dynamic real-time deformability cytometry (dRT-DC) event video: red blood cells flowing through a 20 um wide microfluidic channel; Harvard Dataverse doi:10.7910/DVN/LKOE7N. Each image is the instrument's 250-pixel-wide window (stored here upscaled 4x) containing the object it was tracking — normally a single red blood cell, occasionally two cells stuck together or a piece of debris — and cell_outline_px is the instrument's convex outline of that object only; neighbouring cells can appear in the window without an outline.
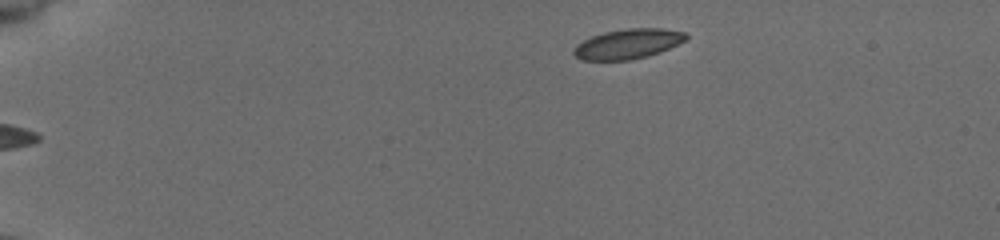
{"species": "common noctule bat (a hibernating species)", "species_latin": "Nyctalus noctula", "temperature_condition": "cold", "stored_images_in_passage": 44, "camera_frame_rate_fps": 3000, "um_per_image_px": 0.085, "animal": {"sex": "female", "body_mass_g": 19.5, "forearm_length_mm": 54.1}, "frame": {"image": 1, "passage_image": 1, "time_ms": 0.0, "image_size_px": [1000, 240], "cell_outline_px": [[688, 36], [684, 40], [660, 52], [648, 56], [632, 60], [580, 60], [572, 52], [572, 48], [576, 44], [592, 36], [604, 32], [628, 28], [664, 28], [684, 32]], "centroid_in_image_um": [53.33, 3.73], "position_along_channel_um": 31.7, "area_um2": 19.54}}
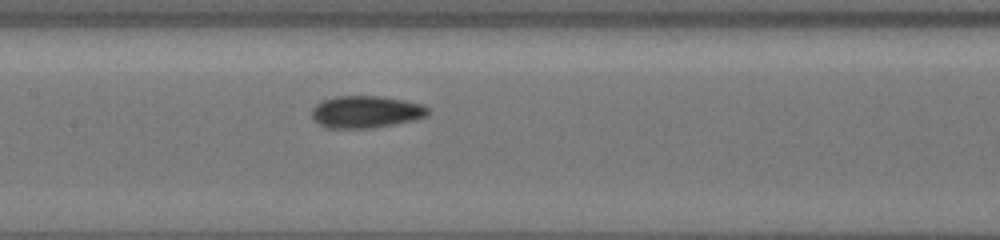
{"frame": {"image": 2, "passage_image": 19, "time_ms": 6.0, "image_size_px": [1000, 240], "cell_outline_px": [[428, 116], [416, 120], [372, 128], [328, 128], [312, 120], [312, 108], [316, 104], [324, 100], [336, 96], [380, 96], [404, 100], [420, 104], [428, 108]], "centroid_in_image_um": [31.1, 9.51], "position_along_channel_um": 176.3, "area_um2": 21.79}}
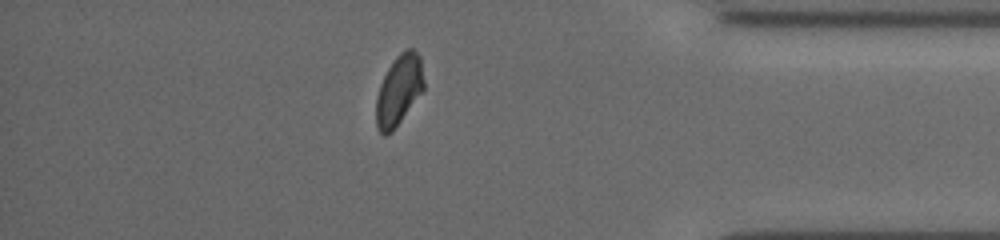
{"frame": {"image": 3, "passage_image": 38, "time_ms": 12.333, "image_size_px": [1000, 240], "cell_outline_px": [[424, 88], [392, 132], [384, 136], [380, 132], [376, 124], [376, 96], [380, 84], [388, 68], [396, 56], [400, 52], [408, 48], [412, 48], [420, 56], [424, 80]], "centroid_in_image_um": [33.89, 7.65], "position_along_channel_um": 401.3, "area_um2": 19.36}, "authors_computed_cell_mechanics": {"area_um2": 20.3456, "velocity_mm_per_s": 3.8997, "shape_relaxation_time_tau1_ms": 5.4617, "shape_relaxation_time_tau2_ms": 1.5756, "deformation_change_tau1": 0.1154, "deformation_change_tau2": 0.0538}}